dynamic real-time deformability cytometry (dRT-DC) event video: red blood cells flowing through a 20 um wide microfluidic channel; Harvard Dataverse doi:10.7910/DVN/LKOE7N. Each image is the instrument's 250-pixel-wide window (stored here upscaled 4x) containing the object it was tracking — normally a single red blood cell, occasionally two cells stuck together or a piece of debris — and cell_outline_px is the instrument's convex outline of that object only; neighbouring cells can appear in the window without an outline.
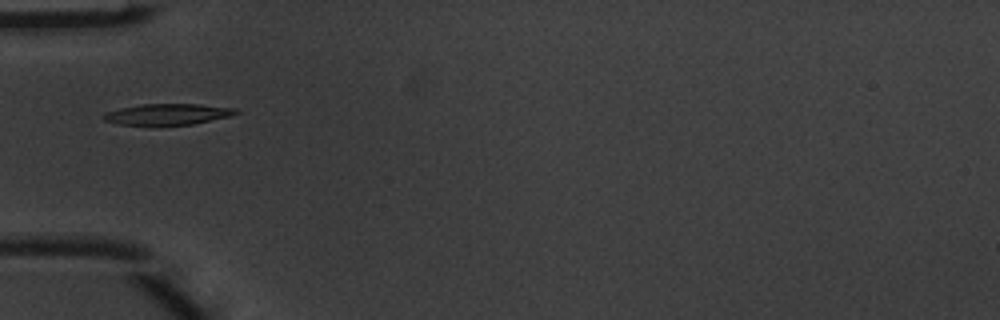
{"species": "common noctule bat (a hibernating species)", "species_latin": "Nyctalus noctula", "temperature_condition": "warm", "stored_images_in_passage": 6, "camera_frame_rate_fps": 3000, "um_per_image_px": 0.085, "animal": {"sex": "male", "body_mass_g": 20.1, "forearm_length_mm": 53.5}, "frame": {"image": 1, "passage_image": 5, "time_ms": 1.333, "image_size_px": [1000, 320], "cell_outline_px": [[240, 112], [232, 116], [192, 124], [160, 128], [116, 124], [104, 120], [100, 116], [104, 112], [120, 108], [140, 104], [196, 104], [236, 108]], "centroid_in_image_um": [14.17, 9.76], "position_along_channel_um": 70.8, "area_um2": 17.22}}